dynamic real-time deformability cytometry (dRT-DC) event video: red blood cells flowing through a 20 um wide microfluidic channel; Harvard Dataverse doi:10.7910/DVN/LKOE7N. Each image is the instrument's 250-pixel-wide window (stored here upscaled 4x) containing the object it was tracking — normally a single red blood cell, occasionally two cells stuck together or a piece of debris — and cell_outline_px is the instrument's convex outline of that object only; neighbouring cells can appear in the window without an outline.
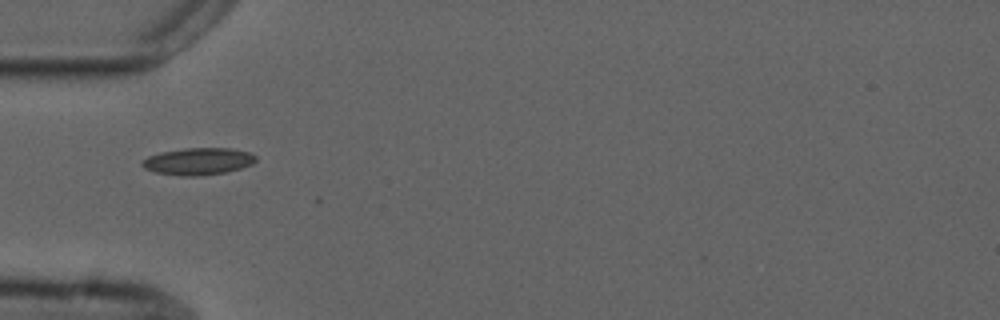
{"species": "common noctule bat (a hibernating species)", "species_latin": "Nyctalus noctula", "temperature_condition": "cold", "stored_images_in_passage": 1, "camera_frame_rate_fps": 3000, "um_per_image_px": 0.085, "animal": {"sex": "male", "forearm_length_mm": 52.5}, "frame": {"image": 1, "passage_image": 1, "time_ms": 0.0, "image_size_px": [1000, 320], "cell_outline_px": [[256, 160], [252, 164], [240, 168], [224, 172], [200, 176], [180, 176], [156, 172], [144, 168], [140, 164], [140, 160], [148, 156], [160, 152], [184, 148], [232, 148], [248, 152], [256, 156]], "centroid_in_image_um": [16.8, 13.71], "position_along_channel_um": 68.2, "area_um2": 17.98}}